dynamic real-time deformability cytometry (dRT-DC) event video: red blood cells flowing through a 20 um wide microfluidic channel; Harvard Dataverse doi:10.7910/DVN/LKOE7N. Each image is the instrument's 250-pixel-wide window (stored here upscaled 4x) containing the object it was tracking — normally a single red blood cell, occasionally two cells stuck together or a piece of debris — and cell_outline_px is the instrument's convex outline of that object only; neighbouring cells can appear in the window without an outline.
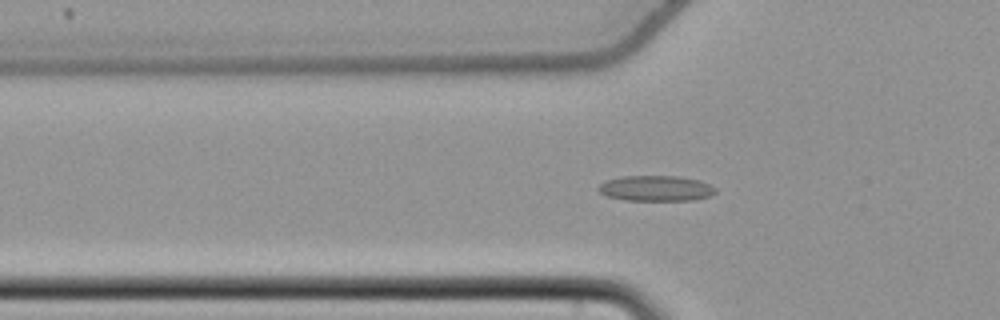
{"species": "common noctule bat (a hibernating species)", "species_latin": "Nyctalus noctula", "temperature_condition": "cold", "stored_images_in_passage": 45, "camera_frame_rate_fps": 3000, "um_per_image_px": 0.085, "animal": {"sex": "female", "body_mass_g": 22.7, "forearm_length_mm": 54.2}, "frame": {"image": 1, "passage_image": 16, "time_ms": 5.0, "image_size_px": [1000, 320], "cell_outline_px": [[716, 192], [708, 196], [692, 200], [624, 200], [608, 196], [600, 192], [596, 188], [600, 184], [608, 180], [624, 176], [676, 176], [700, 180], [716, 188]], "centroid_in_image_um": [55.75, 16.01], "position_along_channel_um": 70.1, "area_um2": 17.22}}
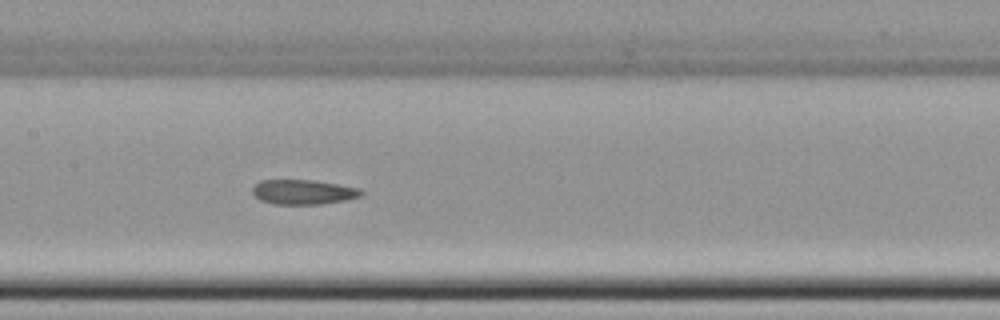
{"frame": {"image": 2, "passage_image": 25, "time_ms": 8.0, "image_size_px": [1000, 320], "cell_outline_px": [[364, 192], [360, 196], [348, 200], [320, 204], [272, 204], [260, 200], [252, 192], [252, 188], [260, 180], [316, 180], [360, 188]], "centroid_in_image_um": [25.8, 16.32], "position_along_channel_um": 181.6, "area_um2": 15.78}}
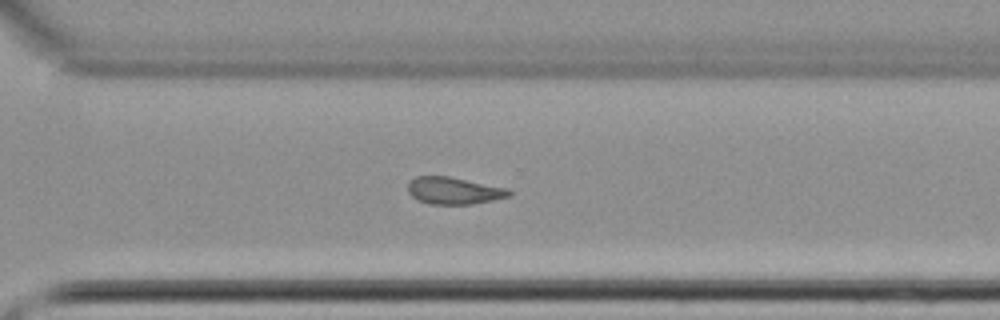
{"frame": {"image": 3, "passage_image": 37, "time_ms": 12.0, "image_size_px": [1000, 320], "cell_outline_px": [[512, 196], [472, 204], [428, 204], [412, 196], [408, 192], [408, 184], [416, 176], [448, 176], [508, 188], [512, 192]], "centroid_in_image_um": [38.61, 16.21], "position_along_channel_um": 332.0, "area_um2": 15.9}, "authors_computed_cell_mechanics": {"area_um2": 16.7042, "velocity_mm_per_s": 3.7582, "shape_relaxation_time_tau1_ms": null, "shape_relaxation_time_tau2_ms": 7.7701, "deformation_change_tau1": null, "deformation_change_tau2": 0.1233}}